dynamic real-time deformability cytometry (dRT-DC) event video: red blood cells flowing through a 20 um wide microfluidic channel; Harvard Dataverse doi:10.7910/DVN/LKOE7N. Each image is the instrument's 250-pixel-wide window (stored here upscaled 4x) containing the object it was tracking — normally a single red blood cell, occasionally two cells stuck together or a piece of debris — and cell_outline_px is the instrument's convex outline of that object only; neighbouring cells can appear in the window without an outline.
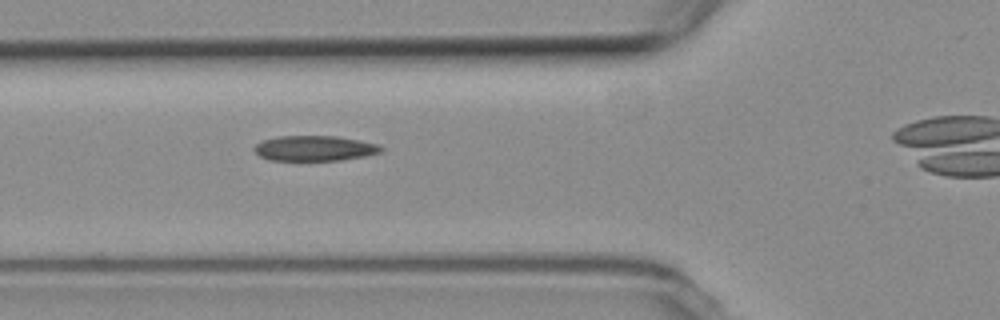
{"species": "common noctule bat (a hibernating species)", "species_latin": "Nyctalus noctula", "temperature_condition": "room temperature", "stored_images_in_passage": 3, "camera_frame_rate_fps": 3000, "um_per_image_px": 0.085, "animal": {"sex": "female", "body_mass_g": 19.3, "forearm_length_mm": 54.1}, "frame": {"image": 1, "passage_image": 2, "time_ms": 1.0, "image_size_px": [1000, 320], "cell_outline_px": [[384, 148], [380, 152], [364, 156], [340, 160], [268, 160], [260, 156], [252, 148], [256, 144], [264, 140], [276, 136], [336, 136], [360, 140], [376, 144]], "centroid_in_image_um": [26.71, 12.6], "position_along_channel_um": 99.1, "area_um2": 18.55}}